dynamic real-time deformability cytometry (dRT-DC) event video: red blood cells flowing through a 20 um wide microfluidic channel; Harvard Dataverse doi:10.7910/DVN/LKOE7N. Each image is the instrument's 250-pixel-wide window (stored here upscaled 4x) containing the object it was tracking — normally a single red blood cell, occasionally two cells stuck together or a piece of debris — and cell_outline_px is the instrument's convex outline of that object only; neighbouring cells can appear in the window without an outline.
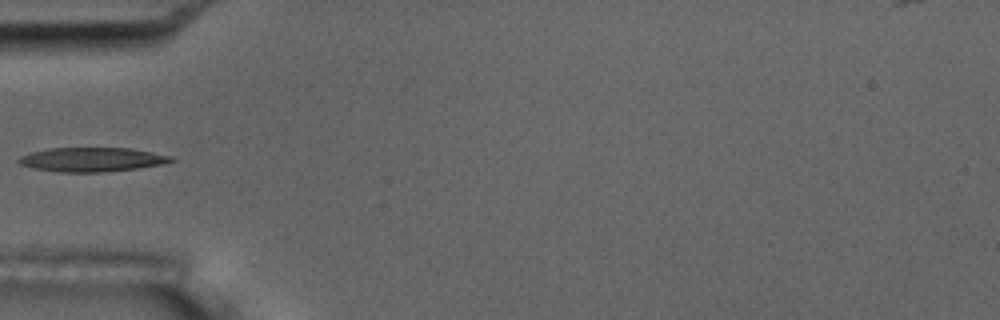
{"species": "common noctule bat (a hibernating species)", "species_latin": "Nyctalus noctula", "temperature_condition": "room temperature", "stored_images_in_passage": 5, "camera_frame_rate_fps": 3000, "um_per_image_px": 0.085, "animal": {"sex": "male", "body_mass_g": 17.5, "forearm_length_mm": 52.3}, "frame": {"image": 1, "passage_image": 5, "time_ms": 4.667, "image_size_px": [1000, 320], "cell_outline_px": [[176, 160], [164, 164], [136, 168], [104, 172], [60, 172], [36, 168], [20, 164], [16, 160], [20, 156], [32, 152], [48, 148], [132, 148], [172, 156]], "centroid_in_image_um": [7.85, 13.55], "position_along_channel_um": 77.2, "area_um2": 21.39}}